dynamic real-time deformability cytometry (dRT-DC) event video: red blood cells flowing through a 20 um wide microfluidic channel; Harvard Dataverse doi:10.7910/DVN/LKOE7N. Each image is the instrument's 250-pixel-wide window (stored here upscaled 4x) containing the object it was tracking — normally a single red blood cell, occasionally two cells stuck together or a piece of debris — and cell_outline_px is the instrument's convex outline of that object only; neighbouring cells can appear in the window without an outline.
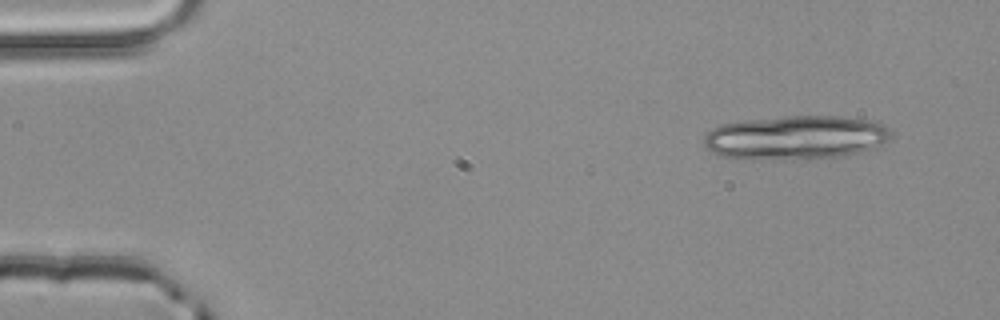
{"species": "common noctule bat (a hibernating species)", "species_latin": "Nyctalus noctula", "temperature_condition": "room temperature", "stored_images_in_passage": 4, "camera_frame_rate_fps": 3000, "um_per_image_px": 0.085, "animal": {"sex": "male", "body_mass_g": 20.4}, "frame": {"image": 1, "passage_image": 4, "time_ms": 1.0, "image_size_px": [1000, 320], "cell_outline_px": [[892, 136], [888, 140], [872, 148], [844, 156], [720, 156], [712, 152], [704, 144], [704, 136], [712, 128], [720, 124], [744, 120], [784, 116], [840, 116], [876, 120], [888, 128], [892, 132]], "centroid_in_image_um": [67.7, 11.61], "position_along_channel_um": 17.3, "area_um2": 46.3}}